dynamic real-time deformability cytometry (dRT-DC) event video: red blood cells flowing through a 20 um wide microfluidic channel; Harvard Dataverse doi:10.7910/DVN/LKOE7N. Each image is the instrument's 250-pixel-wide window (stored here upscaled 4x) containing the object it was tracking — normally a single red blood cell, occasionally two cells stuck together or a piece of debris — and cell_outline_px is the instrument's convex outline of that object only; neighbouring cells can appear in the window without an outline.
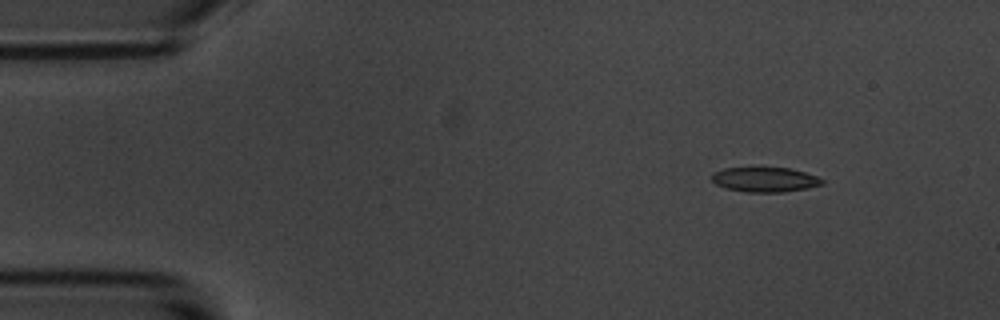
{"species": "common noctule bat (a hibernating species)", "species_latin": "Nyctalus noctula", "temperature_condition": "room temperature", "stored_images_in_passage": 4, "camera_frame_rate_fps": 3000, "um_per_image_px": 0.085, "animal": {"sex": "male", "body_mass_g": 20.1, "forearm_length_mm": 53.5}, "frame": {"image": 1, "passage_image": 1, "time_ms": 0.0, "image_size_px": [1000, 320], "cell_outline_px": [[824, 184], [808, 188], [784, 192], [748, 192], [728, 188], [716, 184], [712, 180], [712, 172], [724, 168], [788, 168], [804, 172], [816, 176], [824, 180]], "centroid_in_image_um": [65.03, 15.26], "position_along_channel_um": 20.0, "area_um2": 15.78}}
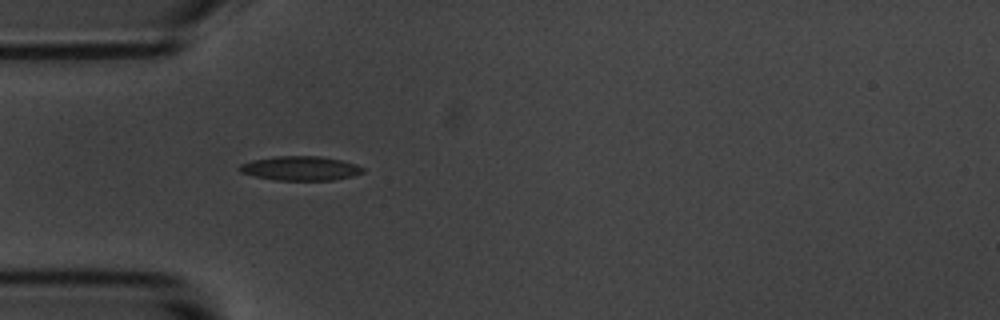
{"frame": {"image": 2, "passage_image": 4, "time_ms": 3.333, "image_size_px": [1000, 320], "cell_outline_px": [[364, 172], [352, 176], [332, 180], [276, 180], [256, 176], [240, 172], [240, 164], [252, 160], [272, 156], [320, 156], [340, 160], [356, 164], [364, 168]], "centroid_in_image_um": [25.54, 14.3], "position_along_channel_um": 59.5, "area_um2": 17.34}}